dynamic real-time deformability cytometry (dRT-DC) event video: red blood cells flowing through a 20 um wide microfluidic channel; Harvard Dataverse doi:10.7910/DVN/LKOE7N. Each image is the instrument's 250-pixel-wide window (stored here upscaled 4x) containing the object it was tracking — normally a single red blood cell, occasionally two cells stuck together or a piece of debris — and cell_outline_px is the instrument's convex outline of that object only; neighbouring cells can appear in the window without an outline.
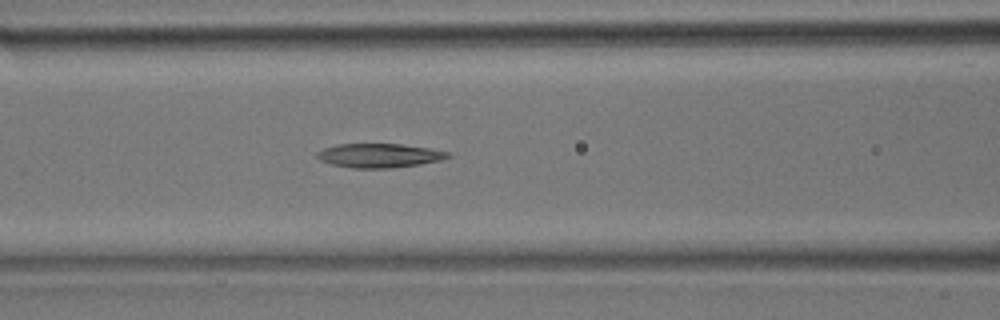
{"species": "common noctule bat (a hibernating species)", "species_latin": "Nyctalus noctula", "temperature_condition": "room temperature", "stored_images_in_passage": 39, "camera_frame_rate_fps": 3000, "um_per_image_px": 0.085, "animal": {"sex": "male", "body_mass_g": 17.9}, "frame": {"image": 1, "passage_image": 15, "time_ms": 4.667, "image_size_px": [1000, 320], "cell_outline_px": [[452, 156], [440, 160], [420, 164], [392, 168], [352, 168], [332, 164], [320, 160], [316, 156], [316, 152], [324, 148], [336, 144], [400, 144], [432, 148], [452, 152]], "centroid_in_image_um": [32.27, 13.21], "position_along_channel_um": 134.3, "area_um2": 18.5}}
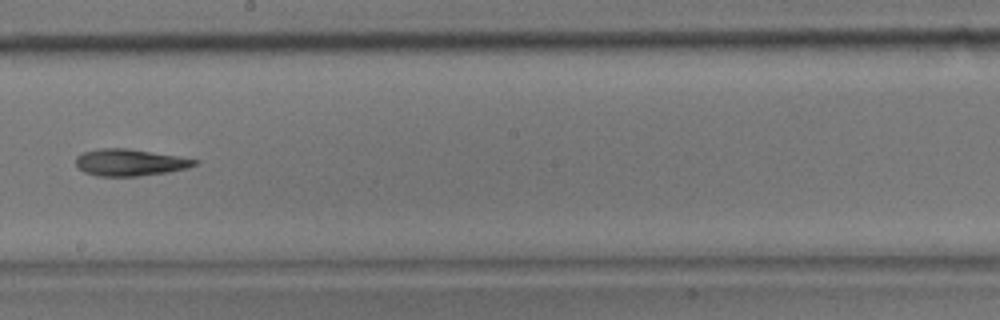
{"frame": {"image": 2, "passage_image": 21, "time_ms": 6.667, "image_size_px": [1000, 320], "cell_outline_px": [[200, 160], [196, 164], [188, 168], [168, 172], [136, 176], [96, 176], [84, 172], [76, 164], [76, 156], [84, 152], [100, 148], [128, 148]], "centroid_in_image_um": [11.03, 13.81], "position_along_channel_um": 237.2, "area_um2": 18.44}}
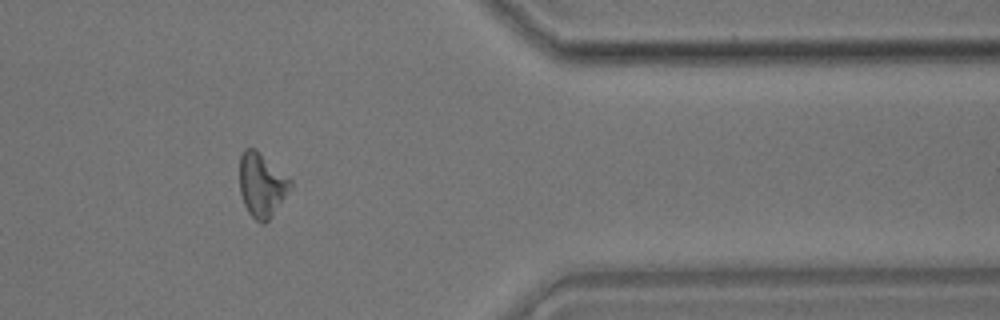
{"frame": {"image": 3, "passage_image": 31, "time_ms": 10.0, "image_size_px": [1000, 320], "cell_outline_px": [[292, 184], [268, 220], [264, 224], [260, 224], [248, 212], [244, 204], [240, 192], [240, 156], [244, 148], [256, 148], [292, 180]], "centroid_in_image_um": [22.22, 15.68], "position_along_channel_um": 389.2, "area_um2": 18.67}}